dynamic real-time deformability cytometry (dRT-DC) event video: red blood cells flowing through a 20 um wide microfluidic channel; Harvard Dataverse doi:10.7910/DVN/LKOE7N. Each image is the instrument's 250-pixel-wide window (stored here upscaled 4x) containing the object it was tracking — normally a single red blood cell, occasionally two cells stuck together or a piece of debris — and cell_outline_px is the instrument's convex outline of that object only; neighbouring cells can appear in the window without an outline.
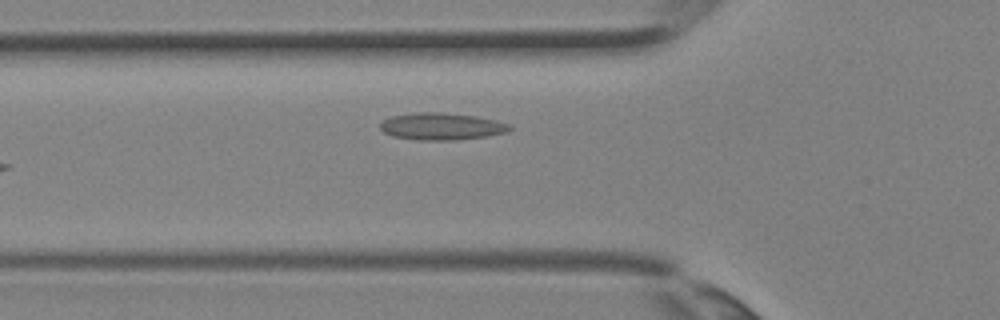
{"species": "Egyptian fruit bat (a non-hibernating species)", "species_latin": "Rousettus aegyptiacus", "temperature_condition": "room temperature", "stored_images_in_passage": 3, "camera_frame_rate_fps": 3000, "um_per_image_px": 0.085, "animal": {"sex": "female"}, "frame": {"image": 1, "passage_image": 3, "time_ms": 0.667, "image_size_px": [1000, 320], "cell_outline_px": [[512, 128], [504, 132], [488, 136], [452, 140], [420, 140], [392, 136], [384, 132], [380, 128], [380, 124], [384, 120], [392, 116], [416, 112], [444, 112], [476, 116], [496, 120], [512, 124]], "centroid_in_image_um": [37.55, 10.73], "position_along_channel_um": 88.3, "area_um2": 20.4}}